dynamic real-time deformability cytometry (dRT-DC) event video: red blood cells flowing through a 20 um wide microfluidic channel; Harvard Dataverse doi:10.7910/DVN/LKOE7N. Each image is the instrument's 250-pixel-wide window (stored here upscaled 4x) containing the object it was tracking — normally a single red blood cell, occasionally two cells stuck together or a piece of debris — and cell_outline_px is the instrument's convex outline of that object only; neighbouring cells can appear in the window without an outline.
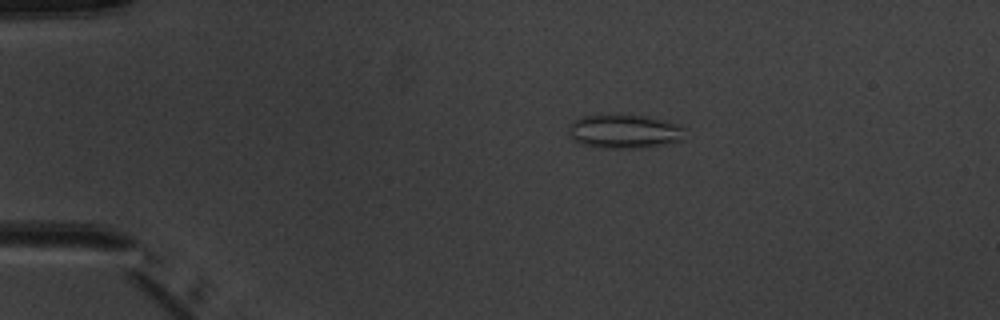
{"species": "common noctule bat (a hibernating species)", "species_latin": "Nyctalus noctula", "temperature_condition": "warm", "stored_images_in_passage": 6, "camera_frame_rate_fps": 3000, "um_per_image_px": 0.085, "animal": {"sex": "male", "body_mass_g": 20.1, "forearm_length_mm": 53.5}, "frame": {"image": 1, "passage_image": 3, "time_ms": 2.333, "image_size_px": [1000, 320], "cell_outline_px": [[684, 140], [636, 148], [604, 148], [580, 144], [572, 140], [568, 124], [572, 120], [580, 116], [608, 112], [616, 112], [648, 116], [680, 124], [684, 128]], "centroid_in_image_um": [53.01, 11.11], "position_along_channel_um": 32.0, "area_um2": 23.87}}
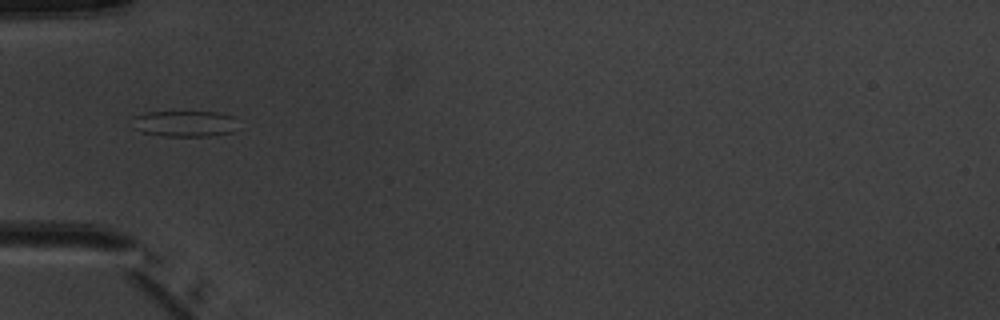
{"frame": {"image": 2, "passage_image": 5, "time_ms": 4.667, "image_size_px": [1000, 320], "cell_outline_px": [[236, 116], [232, 132], [208, 136], [160, 136], [140, 132], [132, 128], [128, 120], [132, 116], [144, 112], [220, 112]], "centroid_in_image_um": [15.56, 10.5], "position_along_channel_um": 69.4, "area_um2": 16.47}}
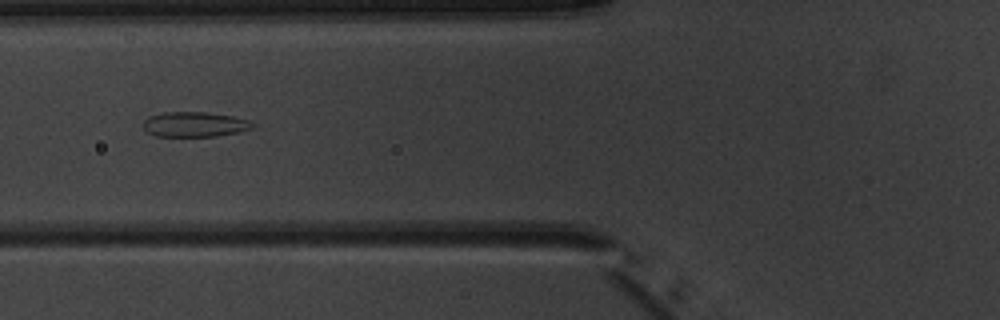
{"frame": {"image": 3, "passage_image": 6, "time_ms": 5.667, "image_size_px": [1000, 320], "cell_outline_px": [[256, 124], [252, 128], [240, 132], [216, 136], [156, 136], [148, 132], [144, 128], [144, 120], [148, 116], [164, 112], [208, 112], [232, 116], [248, 120]], "centroid_in_image_um": [16.56, 10.57], "position_along_channel_um": 109.2, "area_um2": 15.95}}